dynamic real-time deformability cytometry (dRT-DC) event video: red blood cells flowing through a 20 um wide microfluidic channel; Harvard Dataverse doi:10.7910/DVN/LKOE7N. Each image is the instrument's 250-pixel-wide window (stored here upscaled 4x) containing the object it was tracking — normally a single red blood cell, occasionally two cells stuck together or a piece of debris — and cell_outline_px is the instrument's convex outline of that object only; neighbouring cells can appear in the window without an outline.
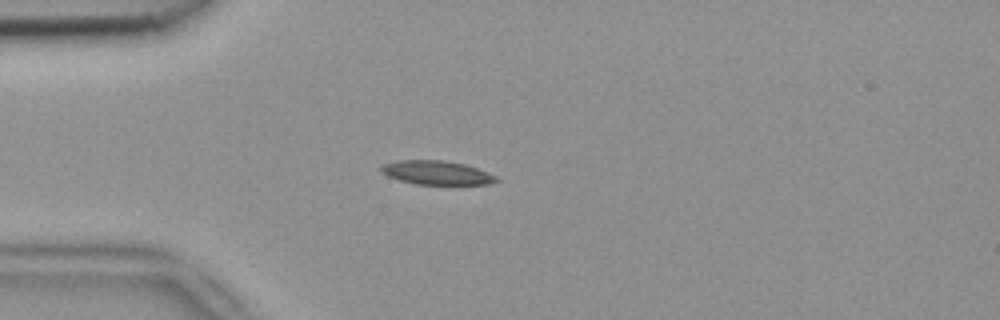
{"species": "common noctule bat (a hibernating species)", "species_latin": "Nyctalus noctula", "temperature_condition": "room temperature", "stored_images_in_passage": 4, "camera_frame_rate_fps": 3000, "um_per_image_px": 0.085, "animal": {"sex": "female", "body_mass_g": 18.4}, "frame": {"image": 1, "passage_image": 3, "time_ms": 0.667, "image_size_px": [1000, 320], "cell_outline_px": [[500, 180], [488, 184], [416, 184], [400, 180], [388, 176], [380, 172], [380, 168], [384, 164], [400, 160], [440, 160], [464, 164], [476, 168], [496, 176]], "centroid_in_image_um": [37.1, 14.68], "position_along_channel_um": 47.9, "area_um2": 15.78}}